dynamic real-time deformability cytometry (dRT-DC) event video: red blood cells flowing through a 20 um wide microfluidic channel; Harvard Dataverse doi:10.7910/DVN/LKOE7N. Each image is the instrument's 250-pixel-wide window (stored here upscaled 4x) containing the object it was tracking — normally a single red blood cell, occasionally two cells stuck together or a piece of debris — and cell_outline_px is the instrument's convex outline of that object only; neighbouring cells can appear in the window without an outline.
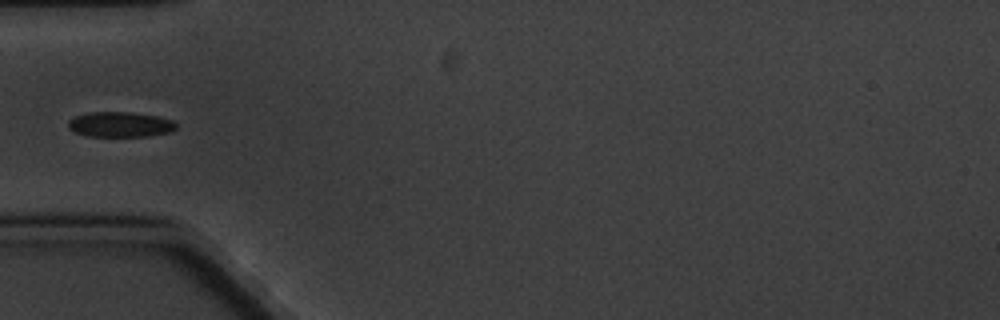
{"species": "common noctule bat (a hibernating species)", "species_latin": "Nyctalus noctula", "temperature_condition": "cold", "stored_images_in_passage": 9, "camera_frame_rate_fps": 3000, "um_per_image_px": 0.085, "animal": {"sex": "male", "body_mass_g": 20.1, "forearm_length_mm": 53.5}, "frame": {"image": 1, "passage_image": 7, "time_ms": 6.667, "image_size_px": [1000, 320], "cell_outline_px": [[176, 128], [172, 132], [148, 136], [88, 136], [76, 132], [68, 128], [68, 120], [76, 116], [88, 112], [132, 112], [160, 116], [172, 120], [176, 124]], "centroid_in_image_um": [10.24, 10.57], "position_along_channel_um": 74.8, "area_um2": 15.95}}